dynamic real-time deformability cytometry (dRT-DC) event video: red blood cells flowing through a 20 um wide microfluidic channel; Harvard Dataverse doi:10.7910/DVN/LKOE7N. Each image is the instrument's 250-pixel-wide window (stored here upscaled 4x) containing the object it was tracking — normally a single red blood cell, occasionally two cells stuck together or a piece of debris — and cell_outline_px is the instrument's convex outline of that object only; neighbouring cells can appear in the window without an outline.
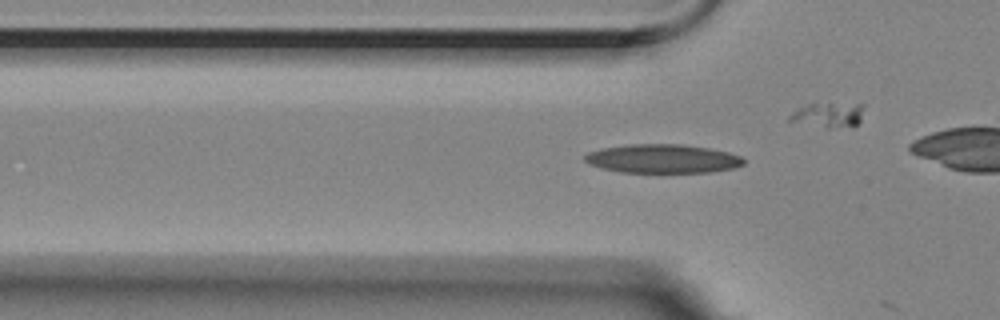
{"species": "Egyptian fruit bat (a non-hibernating species)", "species_latin": "Rousettus aegyptiacus", "temperature_condition": "room temperature", "stored_images_in_passage": 6, "camera_frame_rate_fps": 3000, "um_per_image_px": 0.085, "animal": {"sex": "female"}, "frame": {"image": 1, "passage_image": 5, "time_ms": 1.333, "image_size_px": [1000, 320], "cell_outline_px": [[744, 164], [732, 168], [708, 172], [620, 172], [600, 168], [584, 160], [584, 156], [588, 152], [600, 148], [632, 144], [680, 144], [708, 148], [728, 152], [740, 156], [744, 160]], "centroid_in_image_um": [56.29, 13.48], "position_along_channel_um": 69.5, "area_um2": 26.47}}